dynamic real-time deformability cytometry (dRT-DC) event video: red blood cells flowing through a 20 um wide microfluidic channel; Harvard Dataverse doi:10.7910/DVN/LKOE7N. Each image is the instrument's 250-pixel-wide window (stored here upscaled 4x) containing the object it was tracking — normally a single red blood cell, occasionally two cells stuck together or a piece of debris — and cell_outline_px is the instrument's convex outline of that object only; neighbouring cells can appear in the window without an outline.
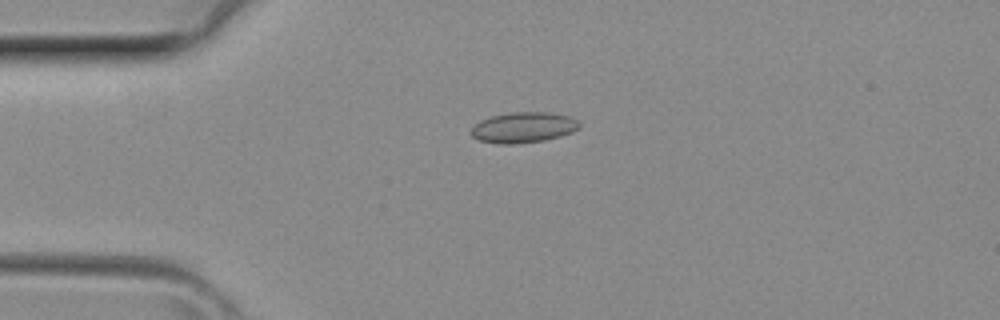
{"species": "common noctule bat (a hibernating species)", "species_latin": "Nyctalus noctula", "temperature_condition": "room temperature", "stored_images_in_passage": 3, "camera_frame_rate_fps": 3000, "um_per_image_px": 0.085, "animal": {"sex": "female", "body_mass_g": 29.2, "forearm_length_mm": 56.3}, "frame": {"image": 1, "passage_image": 2, "time_ms": 0.333, "image_size_px": [1000, 320], "cell_outline_px": [[580, 128], [572, 132], [560, 136], [544, 140], [512, 144], [500, 144], [480, 140], [472, 136], [472, 128], [480, 120], [492, 116], [512, 112], [548, 112], [572, 116], [580, 124]], "centroid_in_image_um": [44.53, 10.82], "position_along_channel_um": 40.5, "area_um2": 19.19}}